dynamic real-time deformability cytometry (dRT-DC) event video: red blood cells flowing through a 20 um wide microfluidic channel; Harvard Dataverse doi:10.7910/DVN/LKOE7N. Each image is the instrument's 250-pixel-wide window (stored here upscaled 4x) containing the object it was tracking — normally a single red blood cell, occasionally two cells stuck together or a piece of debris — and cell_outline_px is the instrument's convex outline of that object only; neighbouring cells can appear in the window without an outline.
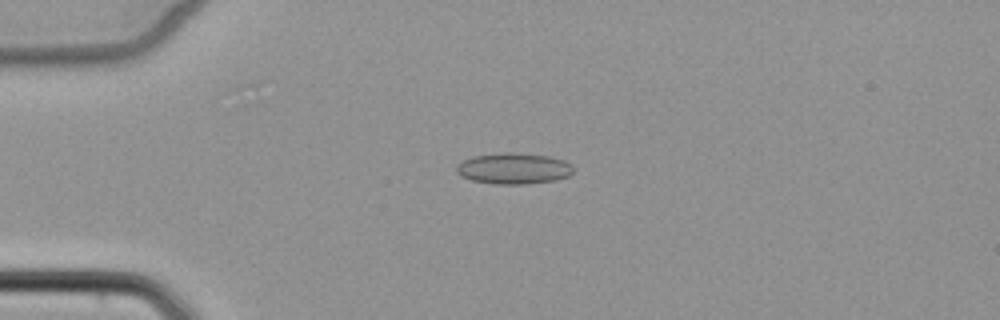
{"species": "common noctule bat (a hibernating species)", "species_latin": "Nyctalus noctula", "temperature_condition": "cold", "stored_images_in_passage": 1, "camera_frame_rate_fps": 3000, "um_per_image_px": 0.085, "animal": {"sex": "female", "body_mass_g": 22.7, "forearm_length_mm": 54.2}, "frame": {"image": 1, "passage_image": 1, "time_ms": 0.0, "image_size_px": [1000, 320], "cell_outline_px": [[572, 172], [568, 176], [556, 180], [528, 184], [492, 184], [472, 180], [460, 176], [456, 172], [456, 164], [472, 156], [504, 152], [512, 152], [548, 156], [564, 160], [572, 164]], "centroid_in_image_um": [43.64, 14.32], "position_along_channel_um": 41.4, "area_um2": 21.33}}